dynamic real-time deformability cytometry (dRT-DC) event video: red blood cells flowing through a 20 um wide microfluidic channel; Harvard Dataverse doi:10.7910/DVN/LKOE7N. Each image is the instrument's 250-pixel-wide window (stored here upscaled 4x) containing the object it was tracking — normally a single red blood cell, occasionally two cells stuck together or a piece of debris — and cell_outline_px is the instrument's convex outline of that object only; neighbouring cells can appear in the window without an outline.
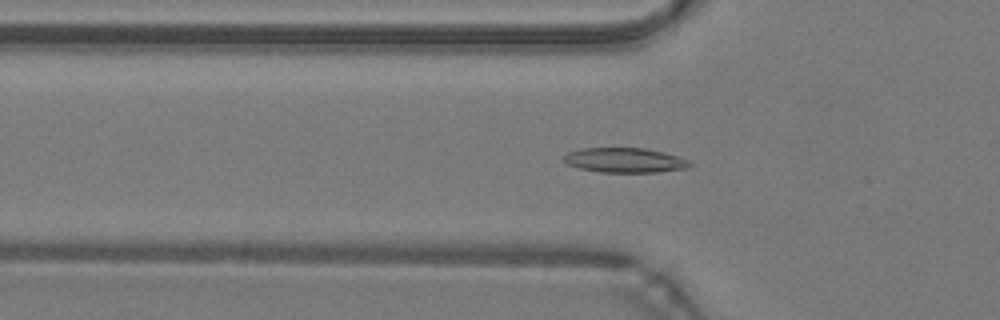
{"species": "common noctule bat (a hibernating species)", "species_latin": "Nyctalus noctula", "temperature_condition": "warm", "stored_images_in_passage": 49, "camera_frame_rate_fps": 3000, "um_per_image_px": 0.085, "animal": {"sex": "male", "body_mass_g": 19.2, "forearm_length_mm": 51.8}, "frame": {"image": 1, "passage_image": 16, "time_ms": 5.0, "image_size_px": [1000, 320], "cell_outline_px": [[692, 164], [688, 168], [656, 172], [600, 172], [580, 168], [568, 164], [564, 160], [564, 156], [568, 152], [584, 148], [644, 148], [664, 152], [688, 160]], "centroid_in_image_um": [53.12, 13.62], "position_along_channel_um": 72.7, "area_um2": 17.98}}
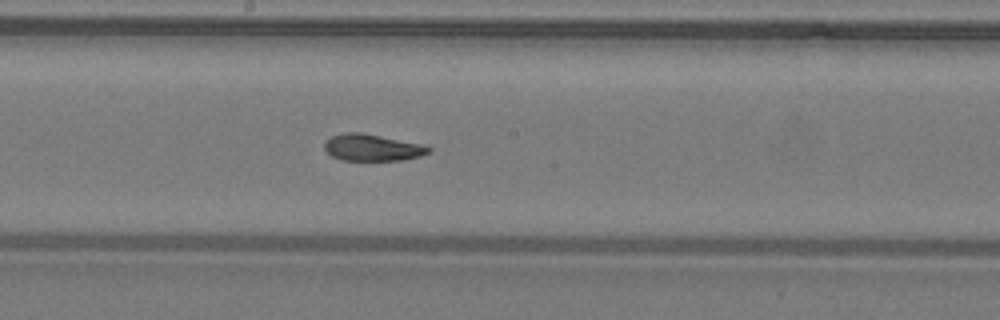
{"frame": {"image": 2, "passage_image": 26, "time_ms": 8.333, "image_size_px": [1000, 320], "cell_outline_px": [[432, 152], [420, 156], [404, 160], [340, 160], [332, 156], [324, 148], [324, 144], [332, 136], [344, 132], [360, 132], [424, 144], [432, 148]], "centroid_in_image_um": [31.69, 12.54], "position_along_channel_um": 216.5, "area_um2": 16.3}}
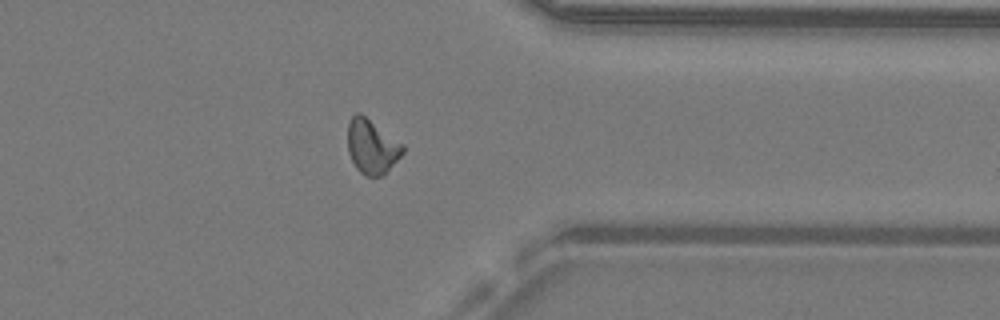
{"frame": {"image": 3, "passage_image": 38, "time_ms": 12.333, "image_size_px": [1000, 320], "cell_outline_px": [[404, 152], [380, 176], [368, 176], [360, 172], [356, 168], [348, 152], [348, 120], [356, 112], [360, 112], [404, 144]], "centroid_in_image_um": [31.59, 12.41], "position_along_channel_um": 379.8, "area_um2": 17.28}, "authors_computed_cell_mechanics": {"area_um2": 17.2244, "velocity_mm_per_s": 4.2821, "shape_relaxation_time_tau1_ms": 9.3723, "shape_relaxation_time_tau2_ms": 2.6862, "deformation_change_tau1": 0.238, "deformation_change_tau2": 0.0992}}